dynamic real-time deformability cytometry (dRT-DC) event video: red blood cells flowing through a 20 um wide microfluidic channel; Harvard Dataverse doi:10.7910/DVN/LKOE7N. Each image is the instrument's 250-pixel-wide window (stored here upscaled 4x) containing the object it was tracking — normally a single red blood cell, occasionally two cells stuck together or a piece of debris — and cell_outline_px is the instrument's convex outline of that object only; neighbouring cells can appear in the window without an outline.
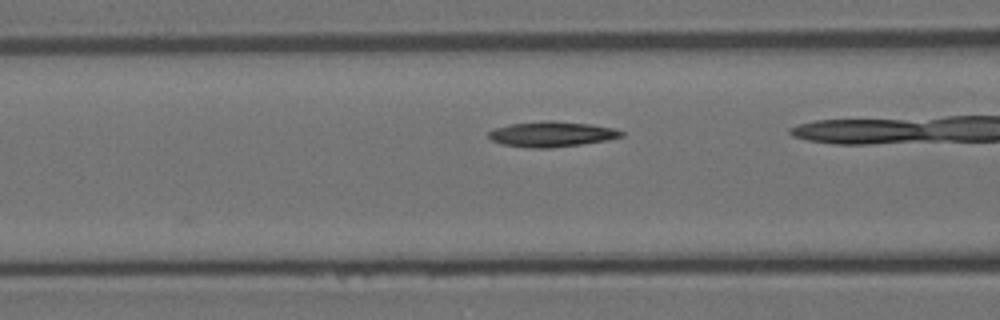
{"species": "Egyptian fruit bat (a non-hibernating species)", "species_latin": "Rousettus aegyptiacus", "temperature_condition": "room temperature", "stored_images_in_passage": 30, "camera_frame_rate_fps": 3000, "um_per_image_px": 0.085, "animal": {"sex": "female"}, "frame": {"image": 1, "passage_image": 9, "time_ms": 2.667, "image_size_px": [1000, 320], "cell_outline_px": [[624, 136], [608, 140], [552, 148], [528, 148], [500, 144], [492, 140], [488, 136], [488, 132], [496, 128], [512, 124], [544, 120], [552, 120], [588, 124], [616, 128], [624, 132]], "centroid_in_image_um": [46.91, 11.4], "position_along_channel_um": 119.7, "area_um2": 19.65}}
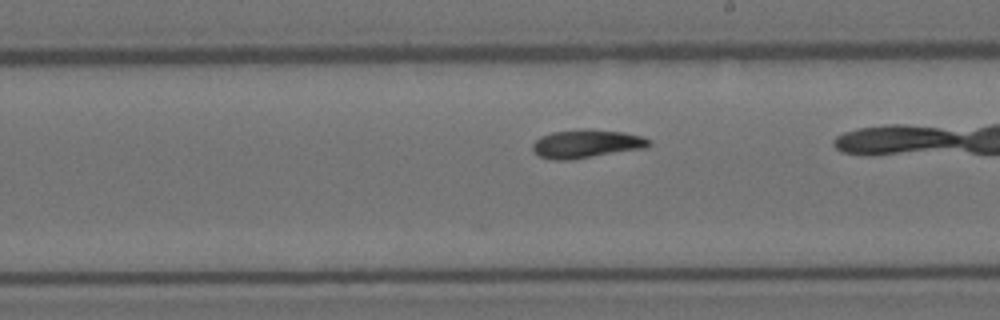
{"frame": {"image": 2, "passage_image": 19, "time_ms": 6.0, "image_size_px": [1000, 320], "cell_outline_px": [[652, 144], [644, 148], [572, 160], [552, 160], [540, 156], [532, 152], [532, 144], [540, 136], [552, 132], [584, 128], [588, 128], [624, 132], [644, 136], [652, 140]], "centroid_in_image_um": [49.85, 12.21], "position_along_channel_um": 239.1, "area_um2": 19.65}}
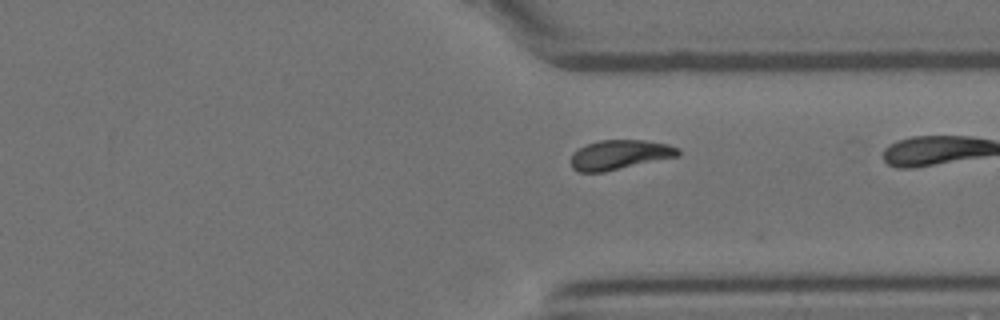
{"frame": {"image": 3, "passage_image": 29, "time_ms": 9.333, "image_size_px": [1000, 320], "cell_outline_px": [[680, 156], [604, 172], [580, 172], [572, 168], [568, 160], [572, 152], [588, 144], [600, 140], [644, 140], [668, 144], [680, 148]], "centroid_in_image_um": [52.66, 13.16], "position_along_channel_um": 358.7, "area_um2": 18.73}}